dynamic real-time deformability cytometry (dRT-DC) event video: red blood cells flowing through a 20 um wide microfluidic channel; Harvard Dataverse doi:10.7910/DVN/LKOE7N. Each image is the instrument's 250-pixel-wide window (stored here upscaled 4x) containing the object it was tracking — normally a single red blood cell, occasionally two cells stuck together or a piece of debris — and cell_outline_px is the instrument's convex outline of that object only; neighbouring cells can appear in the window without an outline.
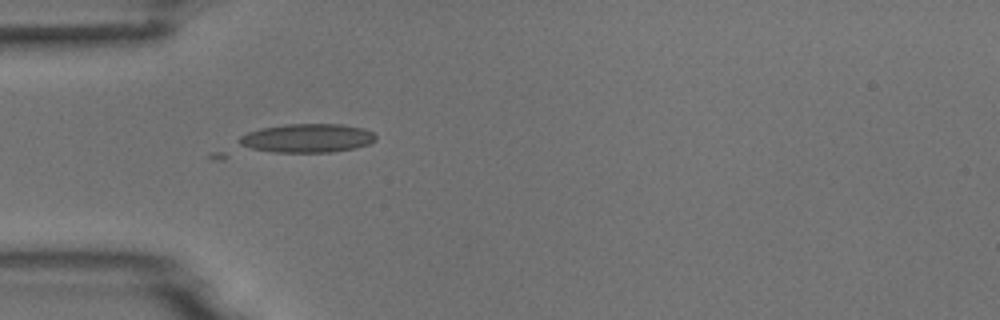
{"species": "common noctule bat (a hibernating species)", "species_latin": "Nyctalus noctula", "temperature_condition": "room temperature", "stored_images_in_passage": 14, "camera_frame_rate_fps": 3000, "um_per_image_px": 0.085, "animal": {"sex": "male", "body_mass_g": 18.8}, "frame": {"image": 1, "passage_image": 4, "time_ms": 4.333, "image_size_px": [1000, 320], "cell_outline_px": [[376, 140], [368, 144], [356, 148], [332, 152], [224, 160], [216, 160], [208, 156], [212, 152], [240, 136], [248, 132], [260, 128], [284, 124], [340, 124], [364, 128], [372, 132], [376, 136]], "centroid_in_image_um": [25.01, 11.99], "position_along_channel_um": 60.0, "area_um2": 29.13}}
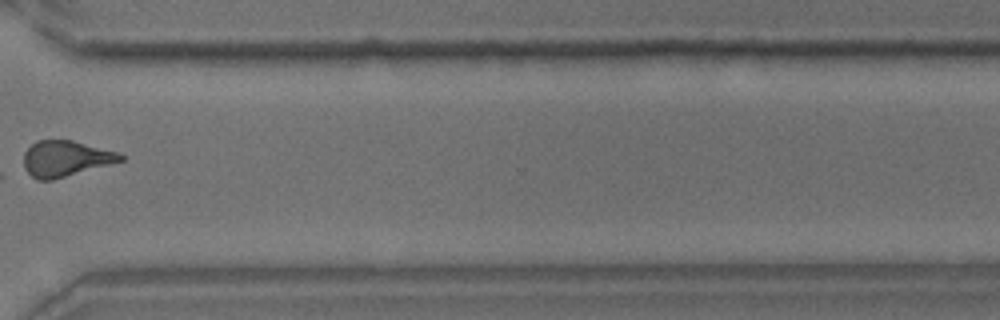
{"frame": {"image": 2, "passage_image": 11, "time_ms": 12.333, "image_size_px": [1000, 320], "cell_outline_px": [[124, 160], [112, 164], [52, 180], [36, 180], [24, 168], [24, 152], [36, 140], [72, 140], [120, 152], [124, 156]], "centroid_in_image_um": [5.6, 13.48], "position_along_channel_um": 365.0, "area_um2": 20.35}}
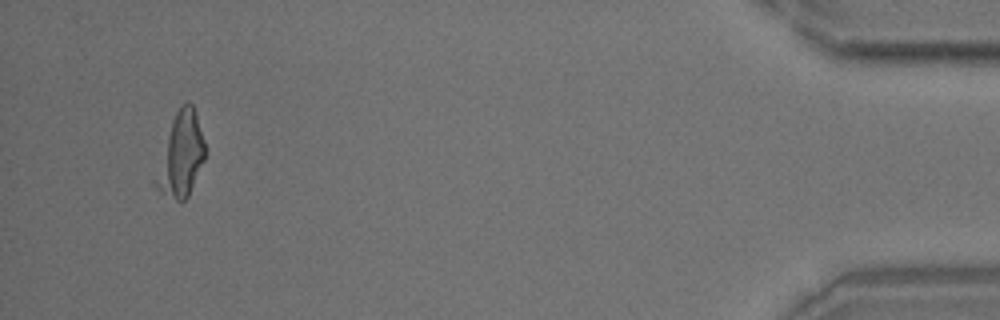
{"frame": {"image": 3, "passage_image": 14, "time_ms": 15.667, "image_size_px": [1000, 320], "cell_outline_px": [[208, 152], [188, 196], [184, 200], [176, 200], [160, 192], [152, 184], [152, 180], [172, 120], [180, 104], [188, 100], [192, 104], [196, 112]], "centroid_in_image_um": [15.38, 13.15], "position_along_channel_um": 419.8, "area_um2": 24.39}}